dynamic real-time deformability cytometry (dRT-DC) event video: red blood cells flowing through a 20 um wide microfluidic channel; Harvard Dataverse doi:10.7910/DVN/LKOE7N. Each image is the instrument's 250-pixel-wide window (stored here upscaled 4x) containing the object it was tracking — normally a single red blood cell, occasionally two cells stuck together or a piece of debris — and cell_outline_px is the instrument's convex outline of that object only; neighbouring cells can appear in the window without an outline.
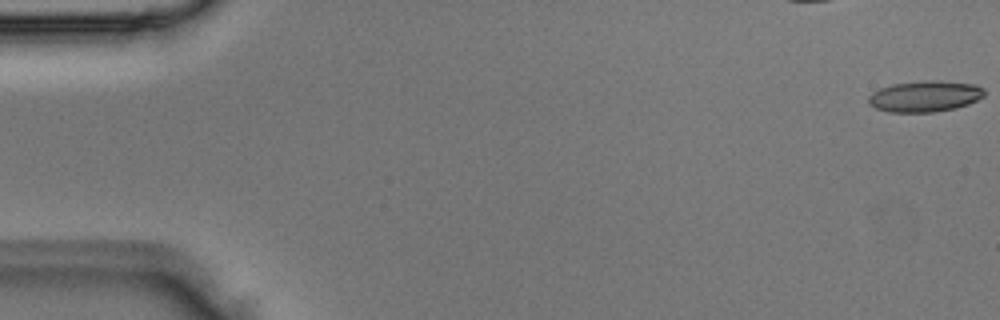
{"species": "Egyptian fruit bat (a non-hibernating species)", "species_latin": "Rousettus aegyptiacus", "temperature_condition": "room temperature", "stored_images_in_passage": 4, "camera_frame_rate_fps": 3000, "um_per_image_px": 0.085, "animal": {"sex": "male"}, "frame": {"image": 1, "passage_image": 1, "time_ms": 0.0, "image_size_px": [1000, 320], "cell_outline_px": [[984, 96], [968, 104], [956, 108], [932, 112], [888, 112], [876, 108], [868, 104], [868, 96], [872, 92], [880, 88], [892, 84], [924, 80], [940, 80], [976, 84], [984, 88]], "centroid_in_image_um": [78.61, 8.17], "position_along_channel_um": 6.4, "area_um2": 21.21}}